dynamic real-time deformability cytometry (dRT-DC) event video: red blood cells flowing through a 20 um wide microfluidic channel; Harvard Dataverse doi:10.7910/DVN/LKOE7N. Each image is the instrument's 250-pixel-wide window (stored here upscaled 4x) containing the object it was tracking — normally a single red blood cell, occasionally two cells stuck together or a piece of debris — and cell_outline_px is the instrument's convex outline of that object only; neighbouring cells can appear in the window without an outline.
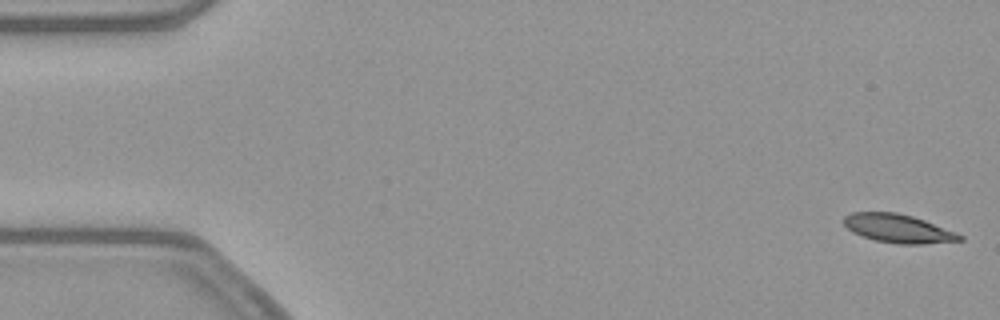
{"species": "common noctule bat (a hibernating species)", "species_latin": "Nyctalus noctula", "temperature_condition": "warm", "stored_images_in_passage": 53, "camera_frame_rate_fps": 3000, "um_per_image_px": 0.085, "animal": {"sex": "female", "body_mass_g": 21.9}, "frame": {"image": 1, "passage_image": 1, "time_ms": 0.0, "image_size_px": [1000, 320], "cell_outline_px": [[964, 240], [924, 244], [896, 244], [876, 240], [852, 232], [844, 224], [844, 216], [852, 212], [896, 212], [912, 216], [924, 220], [956, 232], [964, 236]], "centroid_in_image_um": [76.36, 19.42], "position_along_channel_um": 8.6, "area_um2": 19.19}}
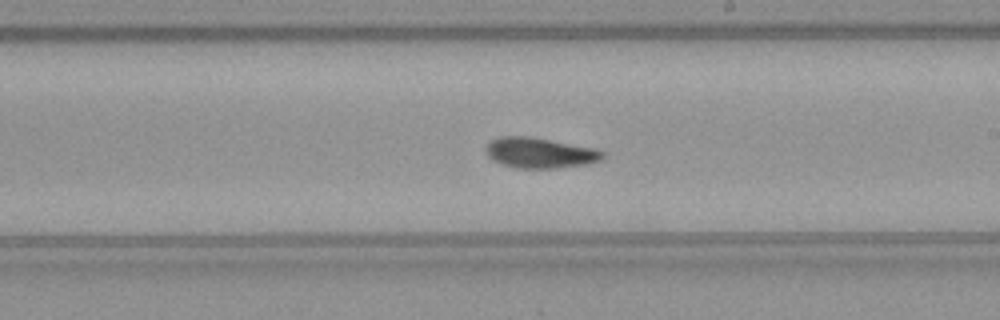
{"frame": {"image": 2, "passage_image": 30, "time_ms": 9.667, "image_size_px": [1000, 320], "cell_outline_px": [[608, 152], [600, 160], [588, 164], [556, 168], [516, 168], [500, 164], [492, 160], [484, 152], [484, 148], [492, 140], [500, 136], [528, 136], [596, 148]], "centroid_in_image_um": [45.89, 12.99], "position_along_channel_um": 243.1, "area_um2": 20.98}}
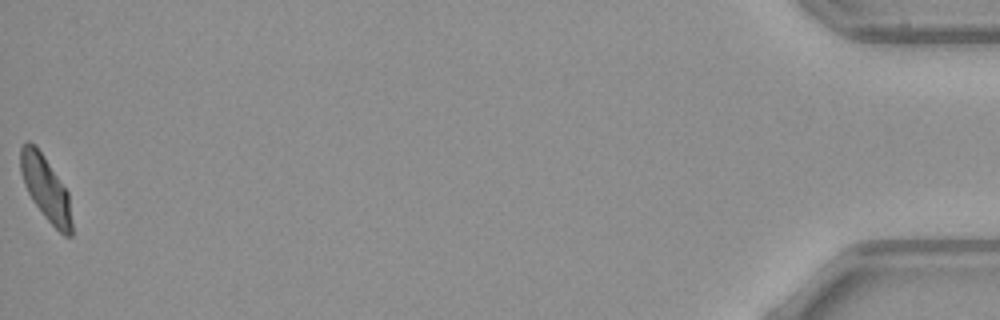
{"frame": {"image": 3, "passage_image": 53, "time_ms": 17.333, "image_size_px": [1000, 320], "cell_outline_px": [[72, 236], [64, 236], [44, 216], [32, 200], [24, 184], [20, 172], [20, 148], [28, 140], [36, 144], [68, 192], [72, 224]], "centroid_in_image_um": [3.87, 15.99], "position_along_channel_um": 431.3, "area_um2": 19.19}, "authors_computed_cell_mechanics": {"area_um2": 19.941, "velocity_mm_per_s": 3.858, "shape_relaxation_time_tau1_ms": null, "shape_relaxation_time_tau2_ms": 4.1035, "deformation_change_tau1": null, "deformation_change_tau2": 0.1066}}